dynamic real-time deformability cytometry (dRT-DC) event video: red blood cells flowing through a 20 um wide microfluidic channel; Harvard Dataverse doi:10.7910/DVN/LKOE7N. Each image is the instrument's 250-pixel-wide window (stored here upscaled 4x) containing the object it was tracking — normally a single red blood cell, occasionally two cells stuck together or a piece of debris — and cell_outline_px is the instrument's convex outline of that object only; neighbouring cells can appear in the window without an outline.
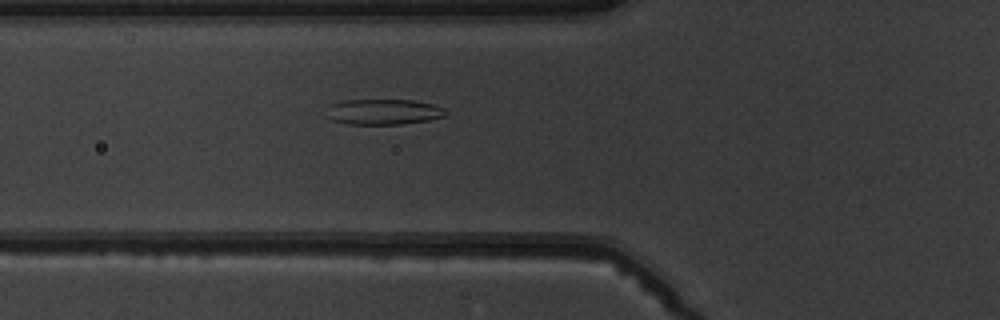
{"species": "common noctule bat (a hibernating species)", "species_latin": "Nyctalus noctula", "temperature_condition": "warm", "stored_images_in_passage": 7, "camera_frame_rate_fps": 3000, "um_per_image_px": 0.085, "animal": {"sex": "male", "body_mass_g": 19.5, "forearm_length_mm": 54.6}, "frame": {"image": 1, "passage_image": 7, "time_ms": 8.0, "image_size_px": [1000, 320], "cell_outline_px": [[448, 116], [428, 120], [400, 124], [348, 124], [332, 120], [324, 116], [332, 104], [348, 100], [412, 100], [432, 104], [444, 108], [448, 112]], "centroid_in_image_um": [32.62, 9.51], "position_along_channel_um": 93.2, "area_um2": 17.74}}